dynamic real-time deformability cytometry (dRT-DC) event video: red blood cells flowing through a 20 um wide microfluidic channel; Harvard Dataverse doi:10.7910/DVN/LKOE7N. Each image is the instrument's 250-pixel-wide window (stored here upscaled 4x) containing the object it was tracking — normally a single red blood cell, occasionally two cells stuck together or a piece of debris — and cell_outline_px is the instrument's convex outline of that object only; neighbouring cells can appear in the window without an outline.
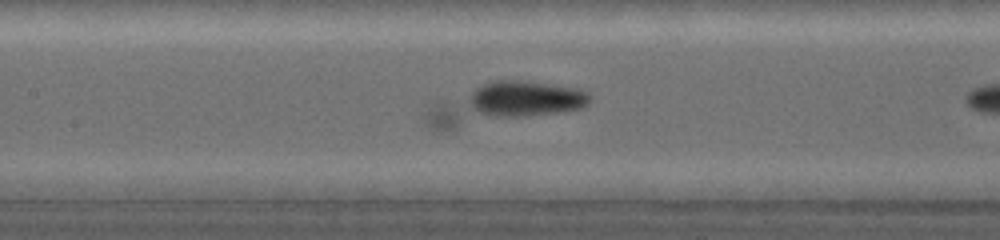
{"species": "common noctule bat (a hibernating species)", "species_latin": "Nyctalus noctula", "temperature_condition": "warm", "stored_images_in_passage": 11, "camera_frame_rate_fps": 5000, "um_per_image_px": 0.085, "animal": {"sex": "female", "body_mass_g": 19.0, "forearm_length_mm": 53.3}, "frame": {"image": 1, "passage_image": 10, "time_ms": 6.6, "image_size_px": [1000, 240], "cell_outline_px": [[588, 104], [580, 108], [560, 112], [440, 132], [428, 128], [424, 124], [424, 112], [488, 84], [536, 84], [568, 88], [584, 92], [588, 96]], "centroid_in_image_um": [42.72, 8.96], "position_along_channel_um": 164.7, "area_um2": 35.26}}